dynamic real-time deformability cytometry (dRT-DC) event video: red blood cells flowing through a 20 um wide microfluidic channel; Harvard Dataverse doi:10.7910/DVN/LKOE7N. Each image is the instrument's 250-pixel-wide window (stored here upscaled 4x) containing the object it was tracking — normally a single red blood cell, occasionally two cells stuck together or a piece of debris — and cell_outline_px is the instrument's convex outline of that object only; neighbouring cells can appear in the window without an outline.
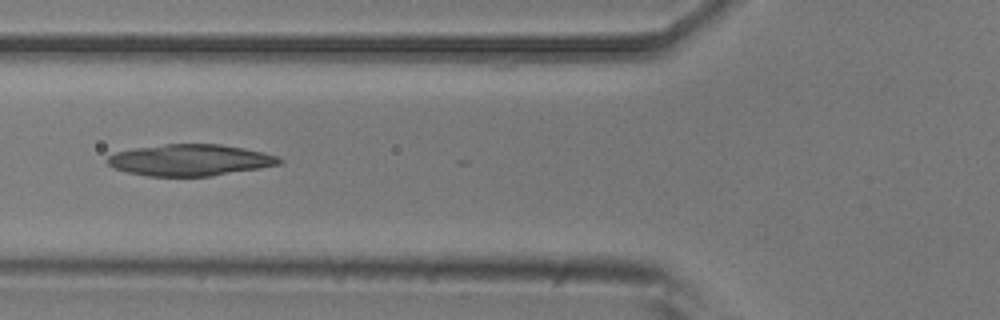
{"species": "common noctule bat (a hibernating species)", "species_latin": "Nyctalus noctula", "temperature_condition": "room temperature", "stored_images_in_passage": 6, "camera_frame_rate_fps": 3000, "um_per_image_px": 0.085, "animal": {"sex": "male", "body_mass_g": 20.5, "forearm_length_mm": 52.5}, "frame": {"image": 1, "passage_image": 5, "time_ms": 1.333, "image_size_px": [1000, 320], "cell_outline_px": [[284, 160], [280, 164], [260, 168], [212, 176], [148, 176], [128, 172], [112, 168], [108, 164], [108, 156], [116, 152], [136, 148], [164, 144], [220, 144], [244, 148], [264, 152], [280, 156]], "centroid_in_image_um": [16.2, 13.6], "position_along_channel_um": 109.6, "area_um2": 31.56}}
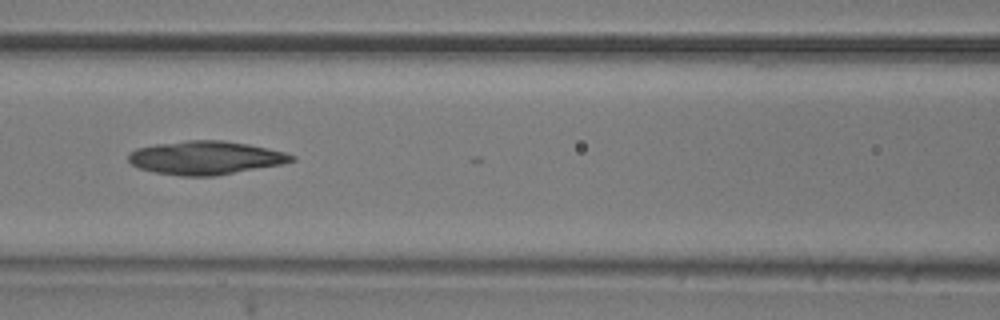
{"frame": {"image": 2, "passage_image": 6, "time_ms": 1.667, "image_size_px": [1000, 320], "cell_outline_px": [[296, 160], [280, 164], [216, 176], [180, 176], [156, 172], [140, 168], [132, 164], [128, 160], [128, 152], [136, 148], [156, 144], [188, 140], [224, 140], [248, 144], [284, 152], [296, 156]], "centroid_in_image_um": [17.45, 13.41], "position_along_channel_um": 149.1, "area_um2": 31.73}}